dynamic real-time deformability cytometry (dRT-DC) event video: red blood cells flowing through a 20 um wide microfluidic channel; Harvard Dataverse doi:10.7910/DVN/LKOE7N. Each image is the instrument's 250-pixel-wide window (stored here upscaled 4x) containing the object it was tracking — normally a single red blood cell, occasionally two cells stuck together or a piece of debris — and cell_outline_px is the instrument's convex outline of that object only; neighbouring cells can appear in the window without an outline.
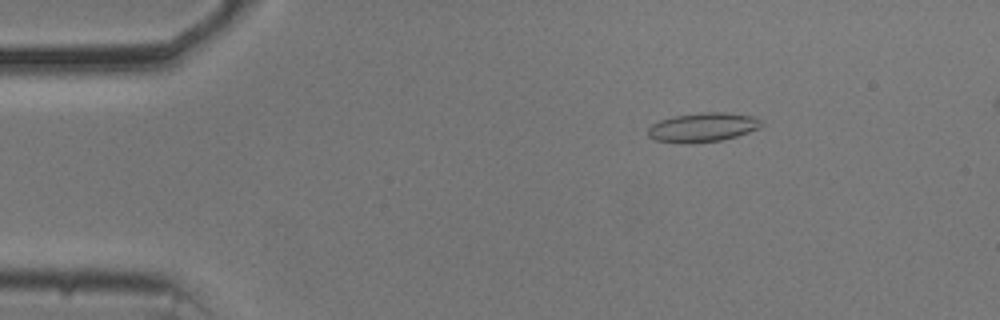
{"species": "common noctule bat (a hibernating species)", "species_latin": "Nyctalus noctula", "temperature_condition": "cold", "stored_images_in_passage": 56, "camera_frame_rate_fps": 3000, "um_per_image_px": 0.085, "animal": {"sex": "male", "body_mass_g": 20.5, "forearm_length_mm": 52.5}, "frame": {"image": 1, "passage_image": 9, "time_ms": 2.667, "image_size_px": [1000, 320], "cell_outline_px": [[764, 124], [760, 128], [736, 136], [720, 140], [688, 144], [684, 144], [656, 140], [648, 136], [648, 128], [652, 124], [660, 120], [672, 116], [700, 112], [724, 112], [752, 116], [764, 120]], "centroid_in_image_um": [59.74, 10.82], "position_along_channel_um": 25.3, "area_um2": 19.48}}
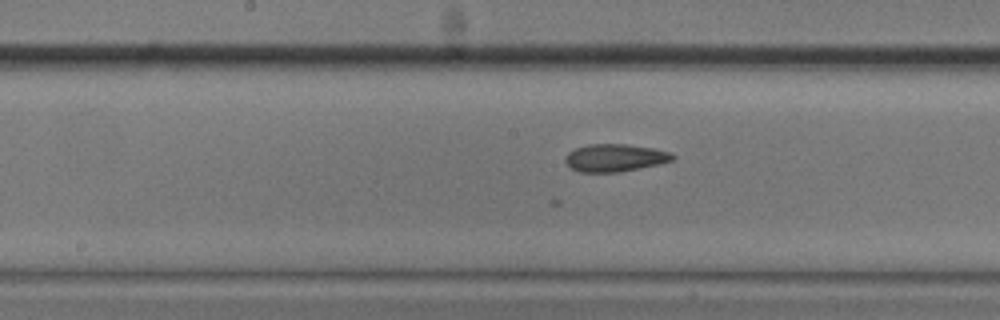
{"frame": {"image": 2, "passage_image": 28, "time_ms": 9.0, "image_size_px": [1000, 320], "cell_outline_px": [[676, 156], [672, 160], [656, 164], [616, 172], [580, 172], [572, 168], [564, 160], [568, 152], [576, 148], [588, 144], [628, 144], [652, 148], [668, 152]], "centroid_in_image_um": [52.22, 13.4], "position_along_channel_um": 196.0, "area_um2": 16.88}}
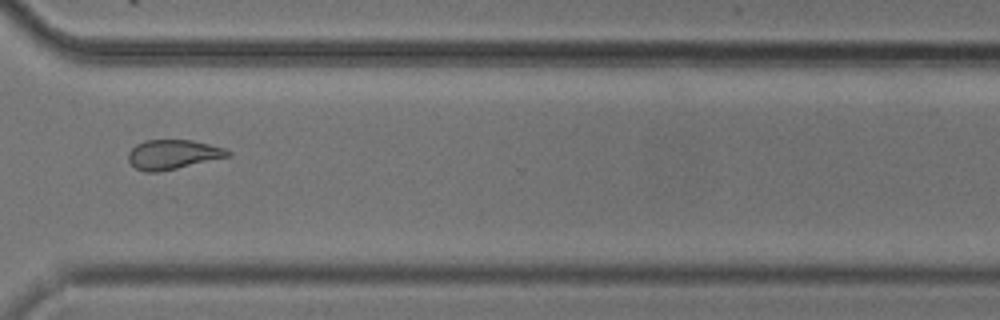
{"frame": {"image": 3, "passage_image": 41, "time_ms": 13.333, "image_size_px": [1000, 320], "cell_outline_px": [[232, 156], [160, 172], [144, 172], [136, 168], [128, 160], [128, 152], [136, 144], [144, 140], [192, 140], [224, 148], [232, 152]], "centroid_in_image_um": [14.7, 13.13], "position_along_channel_um": 355.9, "area_um2": 17.22}, "authors_computed_cell_mechanics": {"area_um2": 17.7157, "velocity_mm_per_s": 3.7125, "shape_relaxation_time_tau1_ms": null, "shape_relaxation_time_tau2_ms": 4.3667, "deformation_change_tau1": null, "deformation_change_tau2": 0.1119}}